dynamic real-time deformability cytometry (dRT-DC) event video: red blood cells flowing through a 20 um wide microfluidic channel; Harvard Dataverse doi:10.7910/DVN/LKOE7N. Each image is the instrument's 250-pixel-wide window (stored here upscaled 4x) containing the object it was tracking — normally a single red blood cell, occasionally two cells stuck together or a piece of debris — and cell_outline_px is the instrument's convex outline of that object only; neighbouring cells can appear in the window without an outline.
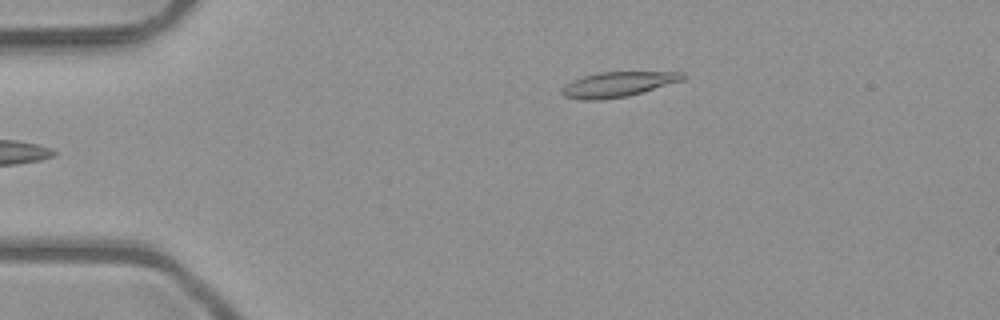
{"species": "common noctule bat (a hibernating species)", "species_latin": "Nyctalus noctula", "temperature_condition": "room temperature", "stored_images_in_passage": 2, "camera_frame_rate_fps": 3000, "um_per_image_px": 0.085, "animal": {"sex": "male", "body_mass_g": 23.1, "forearm_length_mm": 52.7}, "frame": {"image": 1, "passage_image": 2, "time_ms": 0.333, "image_size_px": [1000, 320], "cell_outline_px": [[688, 76], [684, 80], [628, 96], [600, 100], [584, 100], [564, 96], [560, 92], [572, 80], [596, 72], [684, 72]], "centroid_in_image_um": [52.56, 7.16], "position_along_channel_um": 32.4, "area_um2": 17.57}}